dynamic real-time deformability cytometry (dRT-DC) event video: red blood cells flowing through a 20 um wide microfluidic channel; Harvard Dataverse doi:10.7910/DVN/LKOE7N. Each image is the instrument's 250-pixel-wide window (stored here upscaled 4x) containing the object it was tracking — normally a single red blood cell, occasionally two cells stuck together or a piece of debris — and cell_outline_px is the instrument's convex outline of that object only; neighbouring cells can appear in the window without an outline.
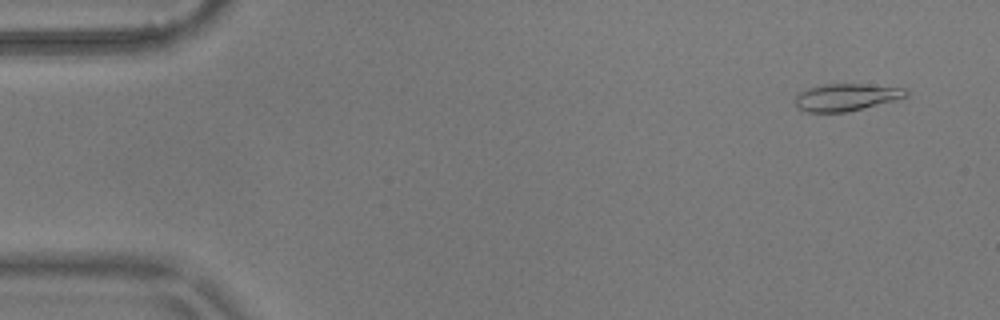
{"species": "common noctule bat (a hibernating species)", "species_latin": "Nyctalus noctula", "temperature_condition": "warm", "stored_images_in_passage": 54, "camera_frame_rate_fps": 3000, "um_per_image_px": 0.085, "animal": {"sex": "male", "body_mass_g": 17.9}, "frame": {"image": 1, "passage_image": 2, "time_ms": 0.333, "image_size_px": [1000, 320], "cell_outline_px": [[908, 96], [848, 112], [808, 112], [796, 108], [796, 96], [800, 92], [808, 88], [824, 84], [860, 84], [904, 88], [908, 92]], "centroid_in_image_um": [71.89, 8.27], "position_along_channel_um": 13.1, "area_um2": 17.34}}
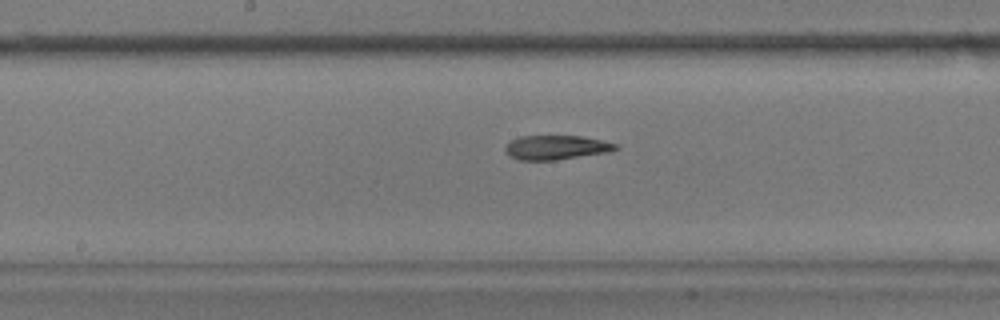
{"frame": {"image": 2, "passage_image": 27, "time_ms": 8.667, "image_size_px": [1000, 320], "cell_outline_px": [[620, 148], [608, 152], [556, 160], [520, 160], [508, 156], [504, 148], [512, 140], [520, 136], [584, 136], [620, 144]], "centroid_in_image_um": [47.32, 12.53], "position_along_channel_um": 200.9, "area_um2": 15.72}}
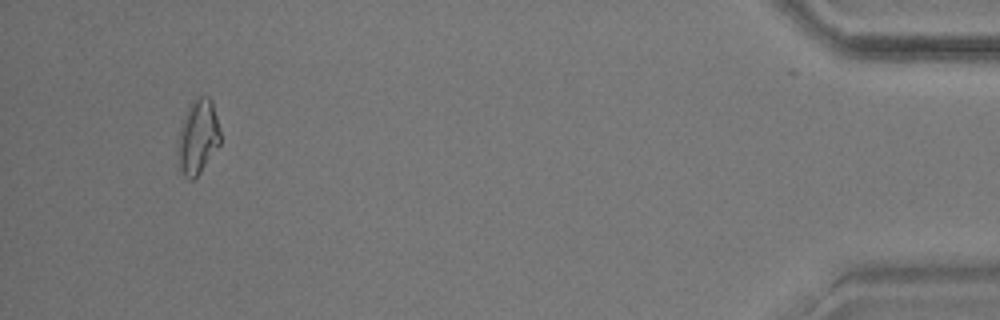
{"frame": {"image": 3, "passage_image": 51, "time_ms": 16.667, "image_size_px": [1000, 320], "cell_outline_px": [[220, 144], [200, 172], [192, 180], [188, 180], [184, 176], [180, 168], [180, 128], [184, 116], [192, 100], [200, 96], [208, 96], [212, 100], [220, 132]], "centroid_in_image_um": [16.86, 11.6], "position_along_channel_um": 418.3, "area_um2": 17.8}, "authors_computed_cell_mechanics": {"area_um2": 16.8198, "velocity_mm_per_s": 3.6201, "shape_relaxation_time_tau1_ms": null, "shape_relaxation_time_tau2_ms": 4.1691, "deformation_change_tau1": null, "deformation_change_tau2": 0.1309}}